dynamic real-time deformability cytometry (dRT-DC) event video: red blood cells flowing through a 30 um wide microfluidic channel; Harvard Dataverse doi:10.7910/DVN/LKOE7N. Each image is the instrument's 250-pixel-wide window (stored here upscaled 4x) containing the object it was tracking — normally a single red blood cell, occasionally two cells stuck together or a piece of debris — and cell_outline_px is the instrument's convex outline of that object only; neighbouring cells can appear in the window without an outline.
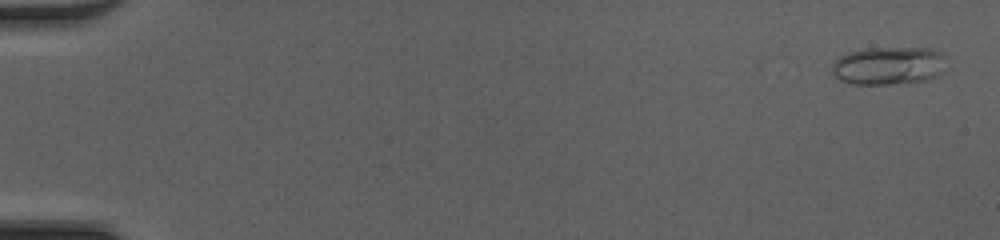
{"species": "common noctule bat (a hibernating species)", "species_latin": "Nyctalus noctula", "temperature_condition": "cold", "stored_images_in_passage": 16, "camera_frame_rate_fps": 3000, "um_per_image_px": 0.085, "animal": {"sex": "female", "body_mass_g": 20.0, "forearm_length_mm": 54.0}, "frame": {"image": 1, "passage_image": 2, "time_ms": 0.333, "image_size_px": [1000, 240], "cell_outline_px": [[944, 72], [940, 76], [924, 80], [888, 84], [852, 84], [840, 80], [832, 72], [832, 64], [840, 56], [848, 52], [864, 48], [932, 48], [940, 52], [944, 56]], "centroid_in_image_um": [75.54, 5.58], "position_along_channel_um": 9.5, "area_um2": 25.43}}